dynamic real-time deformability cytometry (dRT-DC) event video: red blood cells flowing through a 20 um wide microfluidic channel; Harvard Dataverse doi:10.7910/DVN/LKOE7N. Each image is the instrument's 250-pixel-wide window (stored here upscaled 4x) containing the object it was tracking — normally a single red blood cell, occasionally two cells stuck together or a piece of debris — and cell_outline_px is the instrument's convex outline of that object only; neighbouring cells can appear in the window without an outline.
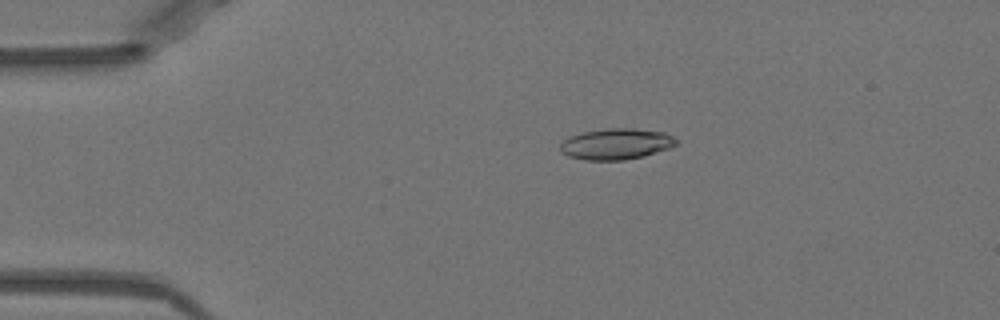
{"species": "Egyptian fruit bat (a non-hibernating species)", "species_latin": "Rousettus aegyptiacus", "temperature_condition": "warm", "stored_images_in_passage": 52, "camera_frame_rate_fps": 3000, "um_per_image_px": 0.085, "animal": {"sex": "female"}, "frame": {"image": 1, "passage_image": 11, "time_ms": 3.333, "image_size_px": [1000, 320], "cell_outline_px": [[676, 144], [668, 148], [644, 156], [624, 160], [584, 160], [568, 156], [560, 152], [560, 144], [568, 136], [580, 132], [608, 128], [632, 128], [664, 132], [672, 136], [676, 140]], "centroid_in_image_um": [52.32, 12.23], "position_along_channel_um": 32.7, "area_um2": 21.04}}
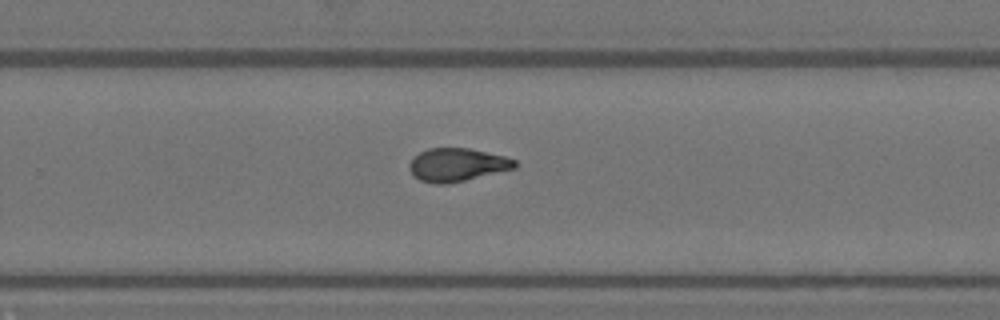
{"frame": {"image": 2, "passage_image": 34, "time_ms": 11.0, "image_size_px": [1000, 320], "cell_outline_px": [[516, 168], [448, 184], [436, 184], [420, 180], [408, 168], [408, 164], [420, 152], [428, 148], [468, 148], [504, 156], [516, 160]], "centroid_in_image_um": [38.86, 14.01], "position_along_channel_um": 290.9, "area_um2": 20.17}}
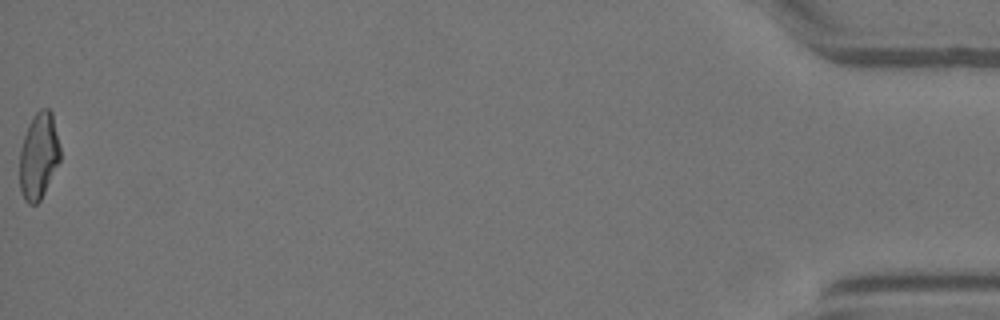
{"frame": {"image": 3, "passage_image": 52, "time_ms": 17.0, "image_size_px": [1000, 320], "cell_outline_px": [[60, 160], [40, 200], [36, 204], [28, 204], [24, 200], [20, 192], [20, 148], [24, 136], [36, 112], [40, 108], [48, 108], [52, 112], [60, 148]], "centroid_in_image_um": [3.28, 13.27], "position_along_channel_um": 431.9, "area_um2": 20.17}, "authors_computed_cell_mechanics": {"area_um2": 20.5479, "velocity_mm_per_s": 3.9886, "shape_relaxation_time_tau1_ms": 4.735, "shape_relaxation_time_tau2_ms": 2.105, "deformation_change_tau1": 0.1801, "deformation_change_tau2": 0.0879}}